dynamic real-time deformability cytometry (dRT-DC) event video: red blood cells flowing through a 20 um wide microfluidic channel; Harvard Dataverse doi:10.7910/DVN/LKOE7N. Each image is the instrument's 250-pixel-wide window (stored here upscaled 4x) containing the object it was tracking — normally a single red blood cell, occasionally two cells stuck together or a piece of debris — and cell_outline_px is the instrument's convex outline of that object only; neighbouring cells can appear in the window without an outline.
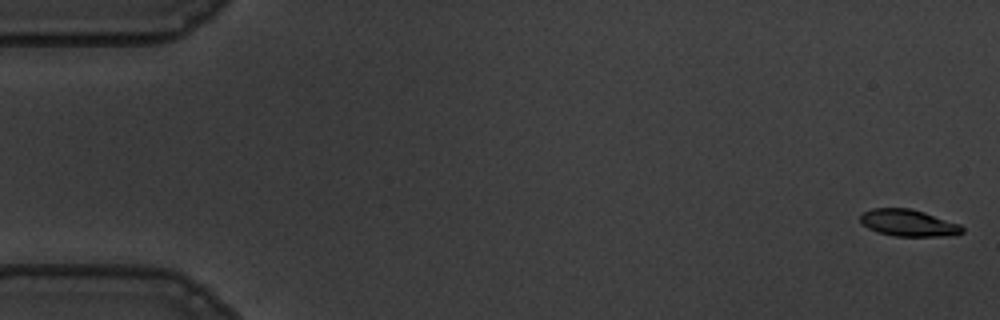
{"species": "common noctule bat (a hibernating species)", "species_latin": "Nyctalus noctula", "temperature_condition": "warm", "stored_images_in_passage": 13, "camera_frame_rate_fps": 3000, "um_per_image_px": 0.085, "animal": {"sex": "male", "body_mass_g": 19.5, "forearm_length_mm": 54.6}, "frame": {"image": 1, "passage_image": 1, "time_ms": 0.0, "image_size_px": [1000, 320], "cell_outline_px": [[964, 232], [956, 236], [892, 236], [876, 232], [868, 228], [860, 220], [860, 216], [864, 212], [872, 208], [912, 208], [960, 224], [964, 228]], "centroid_in_image_um": [77.25, 18.96], "position_along_channel_um": 7.8, "area_um2": 16.07}}